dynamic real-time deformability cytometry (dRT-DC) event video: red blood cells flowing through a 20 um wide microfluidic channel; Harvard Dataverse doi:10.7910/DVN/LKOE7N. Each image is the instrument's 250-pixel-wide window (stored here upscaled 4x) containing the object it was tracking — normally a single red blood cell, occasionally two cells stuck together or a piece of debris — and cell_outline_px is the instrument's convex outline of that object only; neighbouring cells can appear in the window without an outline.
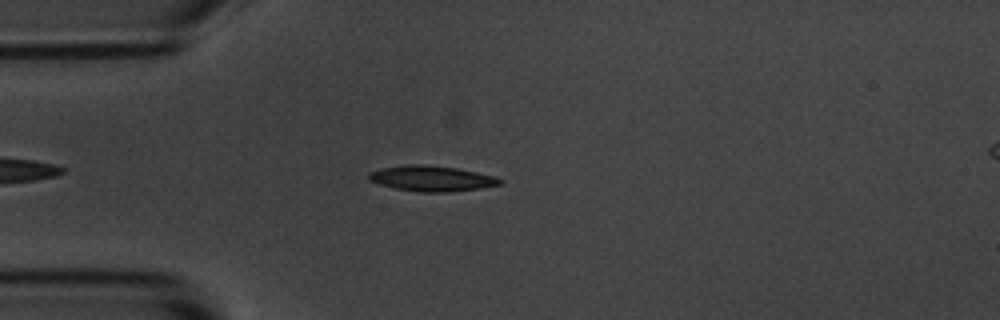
{"species": "common noctule bat (a hibernating species)", "species_latin": "Nyctalus noctula", "temperature_condition": "room temperature", "stored_images_in_passage": 4, "camera_frame_rate_fps": 3000, "um_per_image_px": 0.085, "animal": {"sex": "male", "body_mass_g": 20.1, "forearm_length_mm": 53.5}, "frame": {"image": 1, "passage_image": 2, "time_ms": 1.333, "image_size_px": [1000, 320], "cell_outline_px": [[504, 180], [500, 184], [480, 188], [448, 192], [420, 192], [396, 188], [380, 184], [368, 180], [368, 172], [380, 168], [404, 164], [424, 164], [456, 168], [496, 176]], "centroid_in_image_um": [36.67, 15.16], "position_along_channel_um": 48.3, "area_um2": 19.54}}